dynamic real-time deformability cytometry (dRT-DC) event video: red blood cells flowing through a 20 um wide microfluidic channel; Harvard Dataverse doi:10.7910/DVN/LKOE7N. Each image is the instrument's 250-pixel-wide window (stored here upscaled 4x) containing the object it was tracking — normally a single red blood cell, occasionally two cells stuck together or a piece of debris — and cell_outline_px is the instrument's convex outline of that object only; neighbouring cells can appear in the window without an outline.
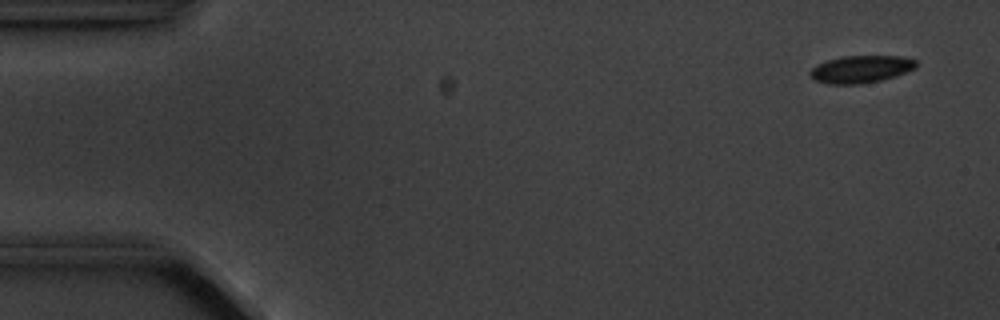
{"species": "common noctule bat (a hibernating species)", "species_latin": "Nyctalus noctula", "temperature_condition": "cold", "stored_images_in_passage": 7, "camera_frame_rate_fps": 3000, "um_per_image_px": 0.085, "animal": {"sex": "male", "body_mass_g": 20.1, "forearm_length_mm": 53.5}, "frame": {"image": 1, "passage_image": 1, "time_ms": 0.0, "image_size_px": [1000, 320], "cell_outline_px": [[916, 68], [896, 76], [880, 80], [860, 84], [828, 84], [812, 80], [808, 72], [816, 64], [840, 56], [900, 56], [916, 60]], "centroid_in_image_um": [73.13, 5.88], "position_along_channel_um": 11.9, "area_um2": 17.05}}
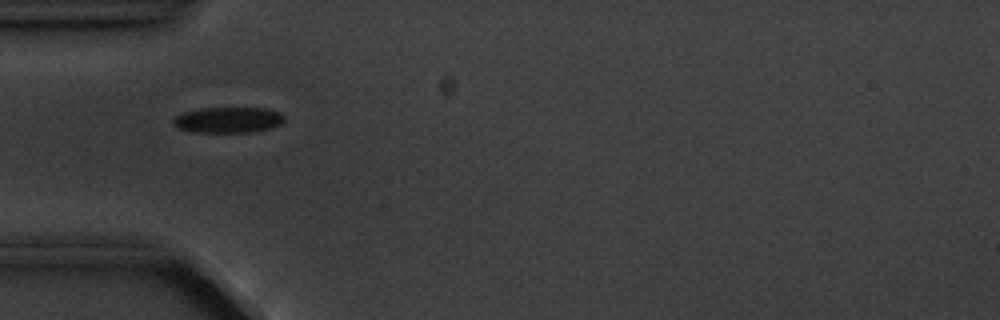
{"frame": {"image": 2, "passage_image": 5, "time_ms": 4.667, "image_size_px": [1000, 320], "cell_outline_px": [[284, 120], [280, 124], [272, 128], [252, 132], [192, 132], [176, 128], [172, 124], [172, 120], [176, 116], [184, 112], [200, 108], [264, 108], [280, 112], [284, 116]], "centroid_in_image_um": [19.37, 10.2], "position_along_channel_um": 65.6, "area_um2": 16.82}}